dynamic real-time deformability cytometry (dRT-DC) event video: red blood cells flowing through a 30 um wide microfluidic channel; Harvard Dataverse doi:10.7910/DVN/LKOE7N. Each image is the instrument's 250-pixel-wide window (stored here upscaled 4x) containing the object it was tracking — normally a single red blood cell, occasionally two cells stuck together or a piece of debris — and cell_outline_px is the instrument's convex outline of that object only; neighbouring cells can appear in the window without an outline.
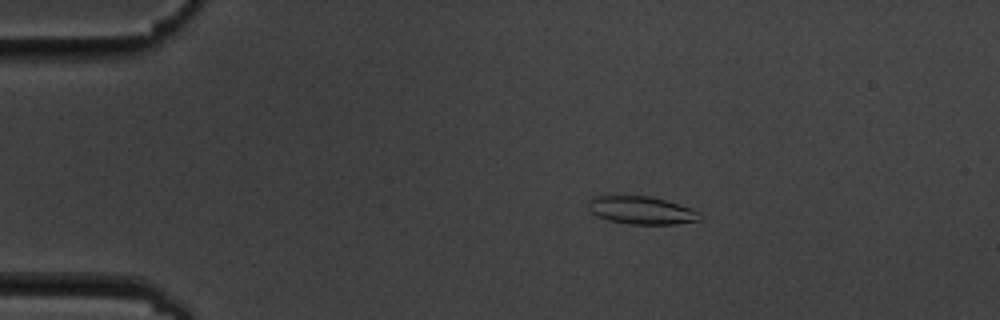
{"species": "common noctule bat (a hibernating species)", "species_latin": "Nyctalus noctula", "temperature_condition": "cold", "stored_images_in_passage": 3, "camera_frame_rate_fps": 3000, "um_per_image_px": 0.085, "animal": {"sex": "male", "body_mass_g": 19.5, "forearm_length_mm": 54.6}, "frame": {"image": 1, "passage_image": 2, "time_ms": 1.333, "image_size_px": [1000, 320], "cell_outline_px": [[704, 216], [700, 220], [676, 224], [628, 224], [608, 220], [596, 216], [588, 208], [588, 204], [596, 196], [648, 196], [664, 200], [692, 208], [700, 212]], "centroid_in_image_um": [54.57, 17.89], "position_along_channel_um": 30.4, "area_um2": 18.03}}